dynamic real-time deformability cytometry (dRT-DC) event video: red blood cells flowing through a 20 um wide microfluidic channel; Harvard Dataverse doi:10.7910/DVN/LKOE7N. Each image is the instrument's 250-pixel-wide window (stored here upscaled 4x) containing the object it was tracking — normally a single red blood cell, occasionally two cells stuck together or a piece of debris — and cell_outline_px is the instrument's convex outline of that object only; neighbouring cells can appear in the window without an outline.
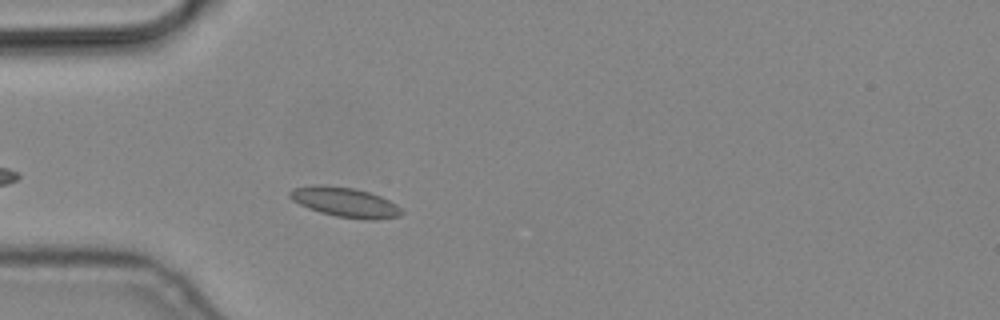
{"species": "common noctule bat (a hibernating species)", "species_latin": "Nyctalus noctula", "temperature_condition": "cold", "stored_images_in_passage": 3, "camera_frame_rate_fps": 3000, "um_per_image_px": 0.085, "animal": {"sex": "male", "body_mass_g": 19.2, "forearm_length_mm": 51.8}, "frame": {"image": 1, "passage_image": 3, "time_ms": 0.667, "image_size_px": [1000, 320], "cell_outline_px": [[404, 212], [400, 216], [380, 220], [364, 220], [336, 216], [320, 212], [308, 208], [292, 200], [288, 196], [288, 192], [292, 188], [312, 184], [324, 184], [356, 188], [380, 196], [396, 204]], "centroid_in_image_um": [29.31, 17.18], "position_along_channel_um": 55.7, "area_um2": 19.71}}